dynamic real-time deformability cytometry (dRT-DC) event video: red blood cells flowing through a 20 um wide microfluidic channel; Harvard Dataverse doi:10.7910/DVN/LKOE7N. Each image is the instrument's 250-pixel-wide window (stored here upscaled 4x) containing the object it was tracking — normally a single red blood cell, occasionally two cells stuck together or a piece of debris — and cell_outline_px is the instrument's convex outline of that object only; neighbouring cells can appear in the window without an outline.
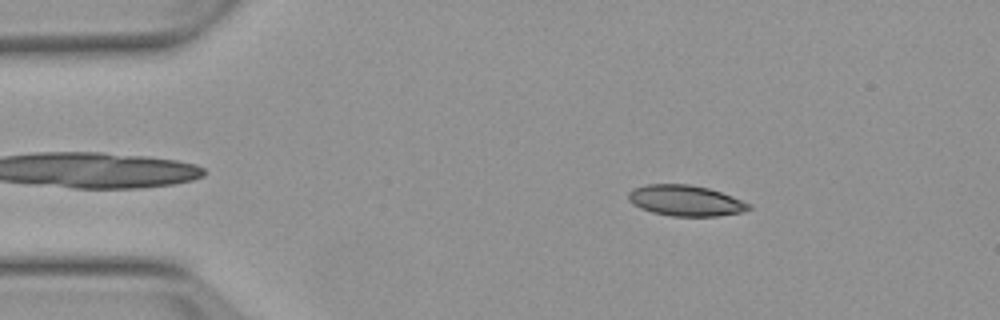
{"species": "Egyptian fruit bat (a non-hibernating species)", "species_latin": "Rousettus aegyptiacus", "temperature_condition": "warm", "stored_images_in_passage": 52, "camera_frame_rate_fps": 3000, "um_per_image_px": 0.085, "animal": {"sex": "female"}, "frame": {"image": 1, "passage_image": 8, "time_ms": 2.333, "image_size_px": [1000, 320], "cell_outline_px": [[752, 208], [744, 212], [716, 216], [672, 216], [652, 212], [640, 208], [632, 204], [628, 200], [628, 192], [632, 188], [644, 184], [688, 184], [708, 188], [732, 196], [752, 204]], "centroid_in_image_um": [58.26, 17.05], "position_along_channel_um": 26.7, "area_um2": 21.79}}
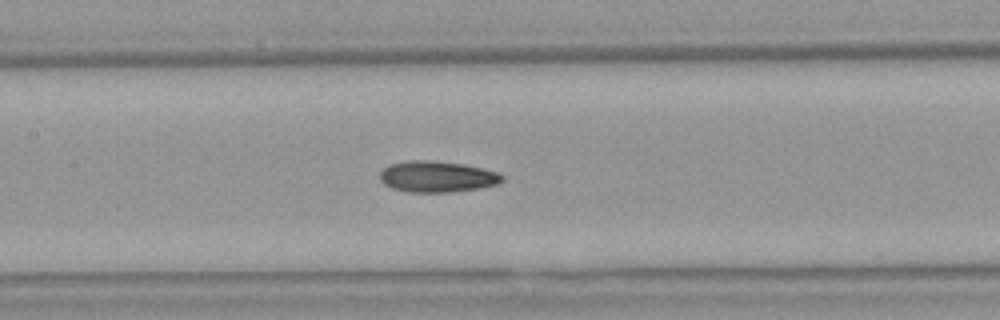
{"frame": {"image": 2, "passage_image": 24, "time_ms": 7.667, "image_size_px": [1000, 320], "cell_outline_px": [[504, 180], [500, 184], [480, 188], [452, 192], [408, 192], [392, 188], [384, 184], [380, 180], [380, 172], [388, 164], [404, 160], [432, 160], [464, 164], [500, 172], [504, 176]], "centroid_in_image_um": [37.17, 15.01], "position_along_channel_um": 170.2, "area_um2": 22.6}}
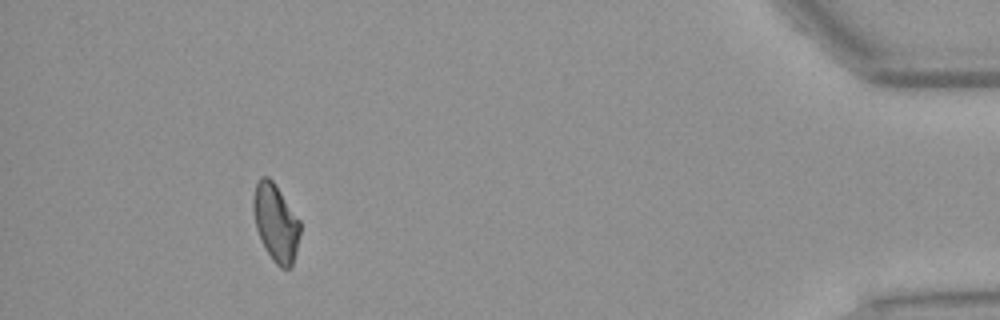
{"frame": {"image": 3, "passage_image": 48, "time_ms": 15.667, "image_size_px": [1000, 320], "cell_outline_px": [[300, 232], [296, 252], [292, 268], [280, 268], [272, 260], [264, 248], [256, 228], [252, 208], [252, 196], [256, 184], [260, 176], [268, 176], [272, 180], [300, 220]], "centroid_in_image_um": [23.42, 18.94], "position_along_channel_um": 411.8, "area_um2": 21.27}, "authors_computed_cell_mechanics": {"area_um2": 21.4727, "velocity_mm_per_s": 3.8321, "shape_relaxation_time_tau1_ms": null, "shape_relaxation_time_tau2_ms": 7.7428, "deformation_change_tau1": null, "deformation_change_tau2": 0.1425}}